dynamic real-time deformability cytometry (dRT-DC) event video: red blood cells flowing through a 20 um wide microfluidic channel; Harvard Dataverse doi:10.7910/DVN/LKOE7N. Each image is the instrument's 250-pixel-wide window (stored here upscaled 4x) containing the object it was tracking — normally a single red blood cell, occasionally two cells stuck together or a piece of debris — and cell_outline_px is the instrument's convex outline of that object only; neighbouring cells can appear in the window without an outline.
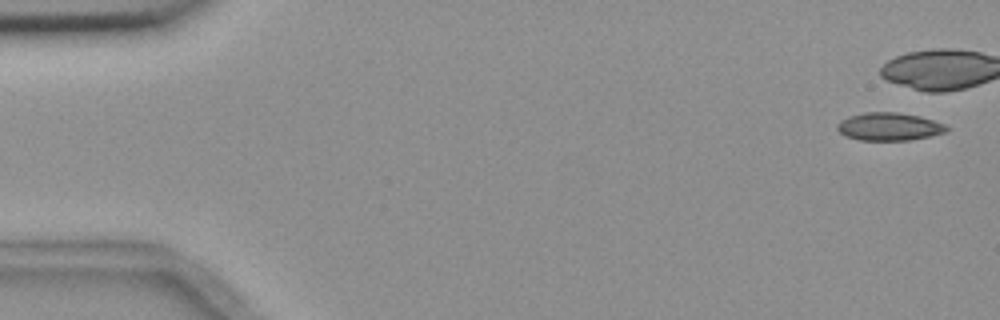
{"species": "common noctule bat (a hibernating species)", "species_latin": "Nyctalus noctula", "temperature_condition": "room temperature", "stored_images_in_passage": 8, "camera_frame_rate_fps": 3000, "um_per_image_px": 0.085, "animal": {"sex": "female", "body_mass_g": 18.4}, "frame": {"image": 1, "passage_image": 1, "time_ms": 0.0, "image_size_px": [1000, 320], "cell_outline_px": [[948, 128], [944, 132], [928, 136], [908, 140], [860, 140], [844, 136], [836, 128], [836, 124], [840, 120], [848, 116], [864, 112], [896, 112], [920, 116], [944, 124]], "centroid_in_image_um": [75.5, 10.75], "position_along_channel_um": 9.5, "area_um2": 17.69}}